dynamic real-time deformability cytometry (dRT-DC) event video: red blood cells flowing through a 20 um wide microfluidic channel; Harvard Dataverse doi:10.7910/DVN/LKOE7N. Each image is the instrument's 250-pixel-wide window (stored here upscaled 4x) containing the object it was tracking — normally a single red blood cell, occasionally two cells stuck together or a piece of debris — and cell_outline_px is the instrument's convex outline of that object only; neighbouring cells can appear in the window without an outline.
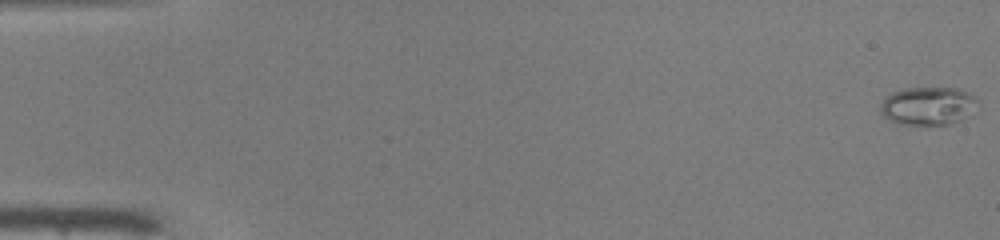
{"species": "common noctule bat (a hibernating species)", "species_latin": "Nyctalus noctula", "temperature_condition": "warm", "stored_images_in_passage": 12, "camera_frame_rate_fps": 3000, "um_per_image_px": 0.085, "animal": {"sex": "male", "body_mass_g": 19.0, "forearm_length_mm": 50.8}, "frame": {"image": 1, "passage_image": 1, "time_ms": 0.0, "image_size_px": [1000, 240], "cell_outline_px": [[976, 100], [960, 120], [952, 124], [900, 124], [884, 116], [880, 112], [880, 104], [892, 92], [908, 88], [956, 88], [968, 92]], "centroid_in_image_um": [78.79, 8.99], "position_along_channel_um": 6.2, "area_um2": 20.75}}